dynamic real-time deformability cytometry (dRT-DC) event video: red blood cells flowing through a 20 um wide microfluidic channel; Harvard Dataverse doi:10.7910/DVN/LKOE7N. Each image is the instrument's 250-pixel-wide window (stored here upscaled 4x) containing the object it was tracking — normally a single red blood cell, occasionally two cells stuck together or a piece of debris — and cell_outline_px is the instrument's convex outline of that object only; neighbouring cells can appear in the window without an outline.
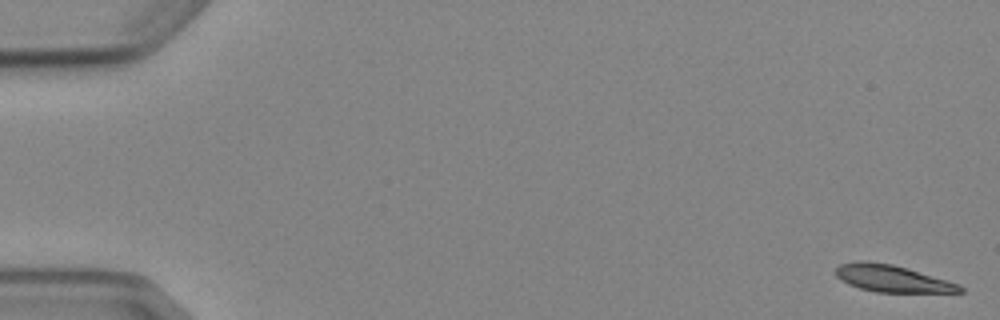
{"species": "Egyptian fruit bat (a non-hibernating species)", "species_latin": "Rousettus aegyptiacus", "temperature_condition": "cold", "stored_images_in_passage": 6, "camera_frame_rate_fps": 3000, "um_per_image_px": 0.085, "animal": {"sex": "female"}, "frame": {"image": 1, "passage_image": 1, "time_ms": 0.0, "image_size_px": [1000, 320], "cell_outline_px": [[964, 292], [876, 292], [860, 288], [848, 284], [836, 276], [836, 268], [840, 264], [856, 260], [864, 260], [892, 264], [960, 284], [964, 288]], "centroid_in_image_um": [75.81, 23.67], "position_along_channel_um": 9.2, "area_um2": 19.36}}
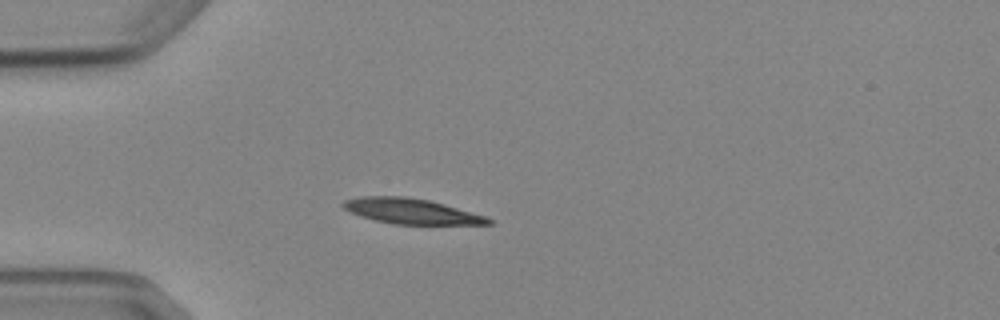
{"frame": {"image": 2, "passage_image": 5, "time_ms": 4.667, "image_size_px": [1000, 320], "cell_outline_px": [[492, 224], [396, 224], [376, 220], [360, 216], [344, 208], [340, 204], [344, 200], [360, 196], [404, 196], [428, 200], [444, 204], [484, 216], [492, 220]], "centroid_in_image_um": [34.9, 17.94], "position_along_channel_um": 50.1, "area_um2": 21.1}}